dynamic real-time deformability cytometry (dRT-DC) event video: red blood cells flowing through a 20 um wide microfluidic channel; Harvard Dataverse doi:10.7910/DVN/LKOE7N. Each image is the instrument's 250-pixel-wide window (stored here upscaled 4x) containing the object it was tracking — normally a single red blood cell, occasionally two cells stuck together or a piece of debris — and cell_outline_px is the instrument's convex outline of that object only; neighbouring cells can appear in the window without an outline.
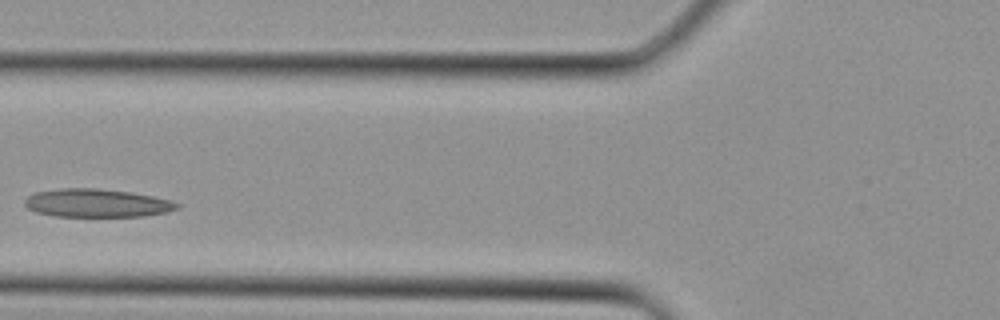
{"species": "Egyptian fruit bat (a non-hibernating species)", "species_latin": "Rousettus aegyptiacus", "temperature_condition": "cold", "stored_images_in_passage": 2, "camera_frame_rate_fps": 3000, "um_per_image_px": 0.085, "animal": {"sex": "female"}, "frame": {"image": 1, "passage_image": 2, "time_ms": 0.333, "image_size_px": [1000, 320], "cell_outline_px": [[180, 208], [168, 212], [144, 216], [52, 216], [36, 212], [28, 208], [24, 204], [24, 200], [28, 196], [36, 192], [60, 188], [96, 188], [128, 192], [152, 196], [172, 200], [180, 204]], "centroid_in_image_um": [8.24, 17.26], "position_along_channel_um": 117.6, "area_um2": 25.09}}